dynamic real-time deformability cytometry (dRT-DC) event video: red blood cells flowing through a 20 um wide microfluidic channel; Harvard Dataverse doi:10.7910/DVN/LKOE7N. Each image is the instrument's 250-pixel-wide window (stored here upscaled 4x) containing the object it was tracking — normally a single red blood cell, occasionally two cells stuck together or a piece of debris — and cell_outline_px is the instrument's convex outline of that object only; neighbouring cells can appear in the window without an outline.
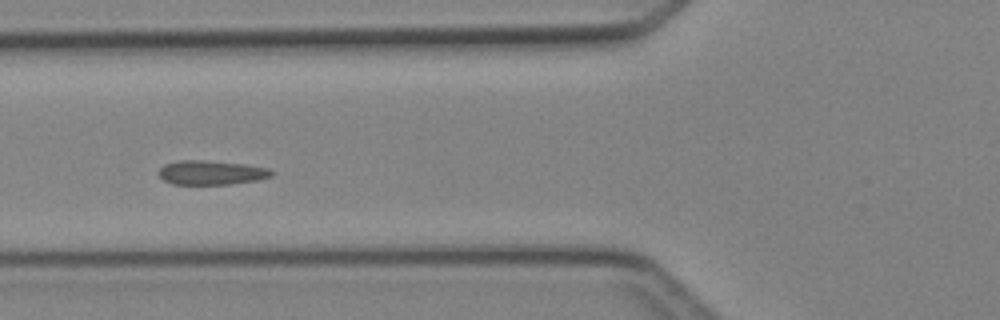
{"species": "Egyptian fruit bat (a non-hibernating species)", "species_latin": "Rousettus aegyptiacus", "temperature_condition": "cold", "stored_images_in_passage": 5, "camera_frame_rate_fps": 3000, "um_per_image_px": 0.085, "animal": {"sex": "female"}, "frame": {"image": 1, "passage_image": 5, "time_ms": 4.667, "image_size_px": [1000, 320], "cell_outline_px": [[272, 176], [256, 180], [228, 184], [172, 184], [164, 180], [160, 176], [160, 168], [164, 164], [180, 160], [204, 160], [244, 164], [268, 168], [272, 172]], "centroid_in_image_um": [17.94, 14.66], "position_along_channel_um": 107.9, "area_um2": 15.72}}